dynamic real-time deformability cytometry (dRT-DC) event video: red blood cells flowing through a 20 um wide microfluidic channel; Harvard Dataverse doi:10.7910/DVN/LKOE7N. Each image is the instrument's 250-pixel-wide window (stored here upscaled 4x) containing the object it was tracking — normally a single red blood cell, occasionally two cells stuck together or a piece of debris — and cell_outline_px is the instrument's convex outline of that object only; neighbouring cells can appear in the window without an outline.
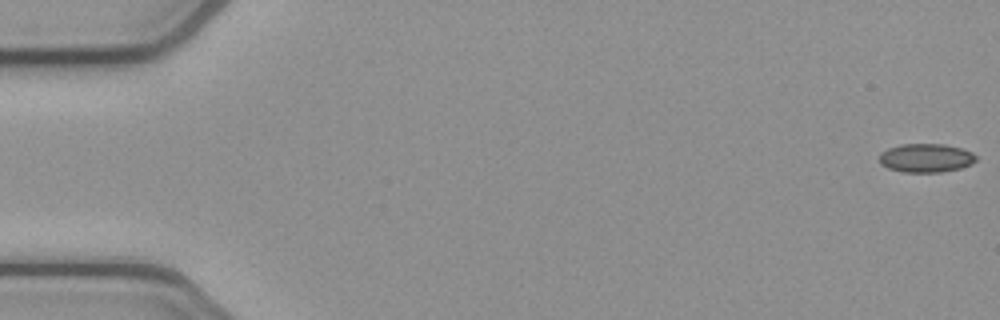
{"species": "common noctule bat (a hibernating species)", "species_latin": "Nyctalus noctula", "temperature_condition": "cold", "stored_images_in_passage": 53, "camera_frame_rate_fps": 3000, "um_per_image_px": 0.085, "animal": {"sex": "female", "body_mass_g": 21.9}, "frame": {"image": 1, "passage_image": 1, "time_ms": 0.0, "image_size_px": [1000, 320], "cell_outline_px": [[976, 160], [972, 164], [960, 168], [940, 172], [904, 172], [888, 168], [880, 164], [880, 152], [888, 148], [900, 144], [944, 144], [960, 148], [972, 152], [976, 156]], "centroid_in_image_um": [78.69, 13.42], "position_along_channel_um": 6.3, "area_um2": 16.18}}
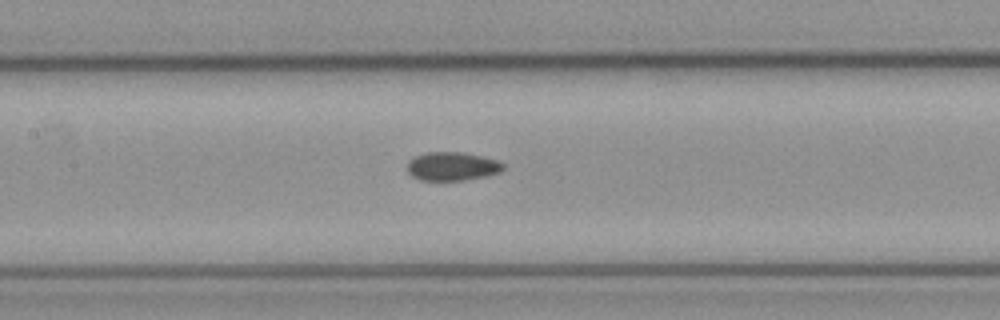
{"frame": {"image": 2, "passage_image": 25, "time_ms": 8.0, "image_size_px": [1000, 320], "cell_outline_px": [[504, 168], [500, 172], [484, 176], [464, 180], [420, 180], [412, 176], [408, 172], [408, 160], [416, 156], [428, 152], [460, 152], [500, 160], [504, 164]], "centroid_in_image_um": [38.44, 14.13], "position_along_channel_um": 169.0, "area_um2": 15.9}}
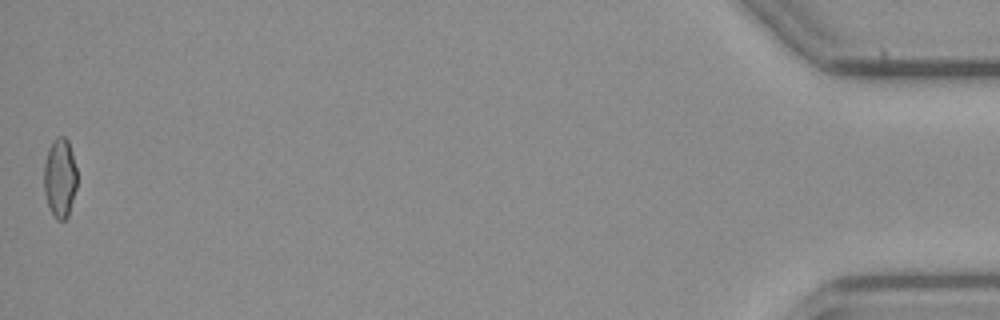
{"frame": {"image": 3, "passage_image": 53, "time_ms": 17.333, "image_size_px": [1000, 320], "cell_outline_px": [[76, 188], [68, 216], [64, 220], [56, 220], [48, 204], [44, 192], [44, 164], [48, 148], [52, 140], [56, 136], [64, 136], [68, 140], [76, 168]], "centroid_in_image_um": [5.08, 15.09], "position_along_channel_um": 430.1, "area_um2": 15.26}, "authors_computed_cell_mechanics": {"area_um2": 16.184, "velocity_mm_per_s": 3.8953, "shape_relaxation_time_tau1_ms": null, "shape_relaxation_time_tau2_ms": 5.1331, "deformation_change_tau1": null, "deformation_change_tau2": 0.0734}}